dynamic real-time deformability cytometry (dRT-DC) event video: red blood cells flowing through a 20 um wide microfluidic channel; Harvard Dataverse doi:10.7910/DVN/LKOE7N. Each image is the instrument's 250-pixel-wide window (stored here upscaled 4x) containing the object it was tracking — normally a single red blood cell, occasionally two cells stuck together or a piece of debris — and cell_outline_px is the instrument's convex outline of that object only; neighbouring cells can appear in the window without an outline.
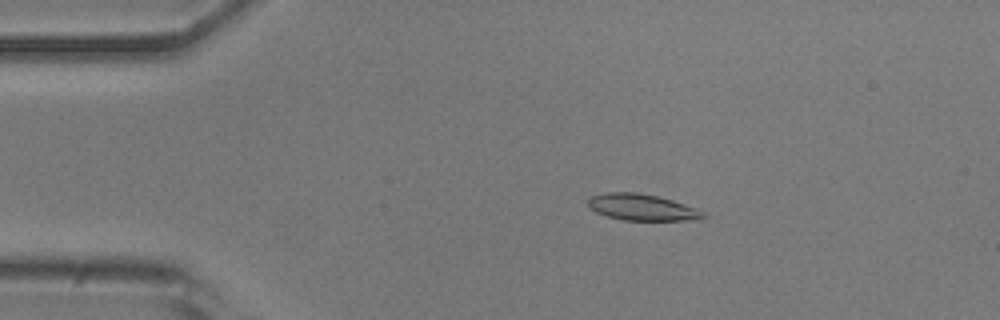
{"species": "common noctule bat (a hibernating species)", "species_latin": "Nyctalus noctula", "temperature_condition": "room temperature", "stored_images_in_passage": 53, "camera_frame_rate_fps": 3000, "um_per_image_px": 0.085, "animal": {"sex": "male", "body_mass_g": 20.5, "forearm_length_mm": 52.5}, "frame": {"image": 1, "passage_image": 10, "time_ms": 3.0, "image_size_px": [1000, 320], "cell_outline_px": [[708, 216], [704, 220], [624, 220], [608, 216], [596, 212], [588, 208], [588, 200], [592, 196], [608, 192], [636, 192], [656, 196], [672, 200], [696, 208], [704, 212]], "centroid_in_image_um": [54.61, 17.63], "position_along_channel_um": 30.4, "area_um2": 17.74}}
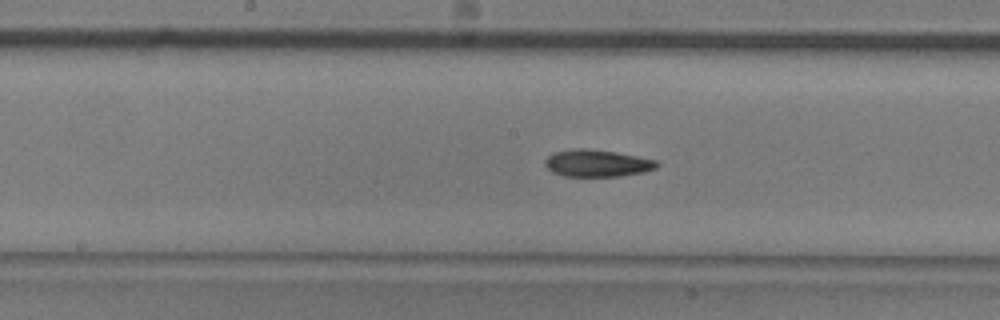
{"frame": {"image": 2, "passage_image": 27, "time_ms": 8.667, "image_size_px": [1000, 320], "cell_outline_px": [[660, 164], [656, 168], [644, 172], [620, 176], [564, 176], [552, 172], [544, 164], [544, 160], [548, 156], [556, 152], [572, 148], [584, 148], [616, 152], [656, 160]], "centroid_in_image_um": [50.75, 13.87], "position_along_channel_um": 197.5, "area_um2": 17.63}}
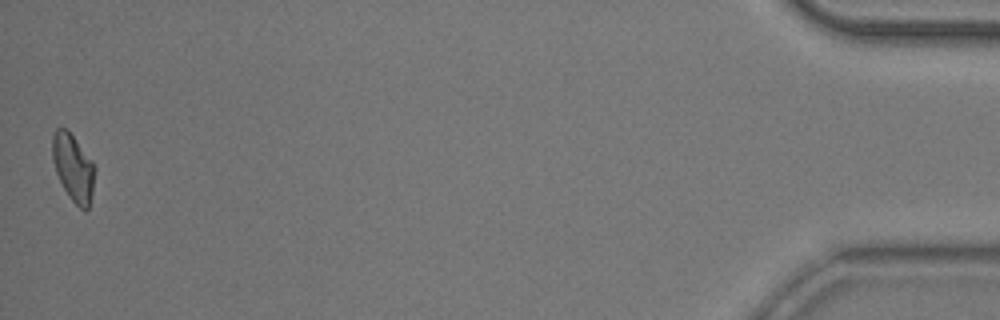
{"frame": {"image": 3, "passage_image": 53, "time_ms": 17.333, "image_size_px": [1000, 320], "cell_outline_px": [[96, 168], [92, 192], [88, 208], [84, 212], [72, 200], [64, 188], [56, 172], [52, 160], [52, 136], [56, 128], [68, 128], [92, 160]], "centroid_in_image_um": [6.23, 14.21], "position_along_channel_um": 429.0, "area_um2": 16.7}, "authors_computed_cell_mechanics": {"area_um2": 17.5134, "velocity_mm_per_s": 3.7776, "shape_relaxation_time_tau1_ms": 6.3229, "shape_relaxation_time_tau2_ms": 5.9292, "deformation_change_tau1": 0.1495, "deformation_change_tau2": 0.1264}}